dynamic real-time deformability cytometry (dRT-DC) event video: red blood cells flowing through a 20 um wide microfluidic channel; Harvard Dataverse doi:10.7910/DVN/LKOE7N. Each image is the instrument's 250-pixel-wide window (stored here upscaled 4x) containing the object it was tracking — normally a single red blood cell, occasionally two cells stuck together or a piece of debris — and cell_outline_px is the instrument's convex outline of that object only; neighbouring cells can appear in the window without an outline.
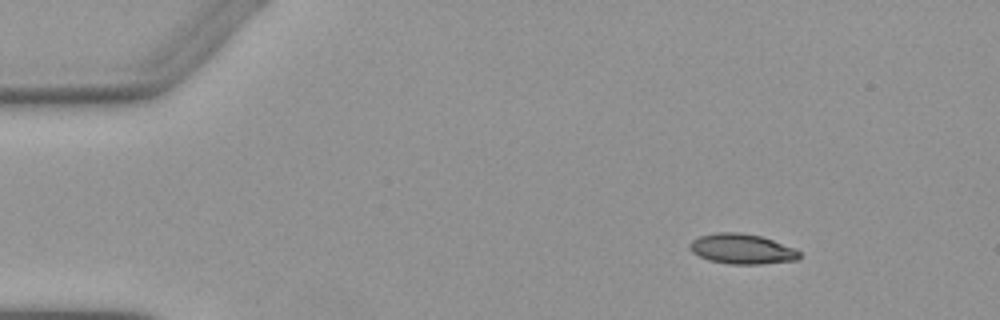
{"species": "Egyptian fruit bat (a non-hibernating species)", "species_latin": "Rousettus aegyptiacus", "temperature_condition": "warm", "stored_images_in_passage": 5, "camera_frame_rate_fps": 3000, "um_per_image_px": 0.085, "animal": {"sex": "female"}, "frame": {"image": 1, "passage_image": 1, "time_ms": 0.0, "image_size_px": [1000, 320], "cell_outline_px": [[800, 256], [796, 260], [760, 264], [728, 264], [708, 260], [692, 252], [688, 248], [688, 244], [692, 240], [700, 236], [716, 232], [740, 232], [760, 236], [796, 248], [800, 252]], "centroid_in_image_um": [63.04, 21.16], "position_along_channel_um": 22.0, "area_um2": 19.31}}
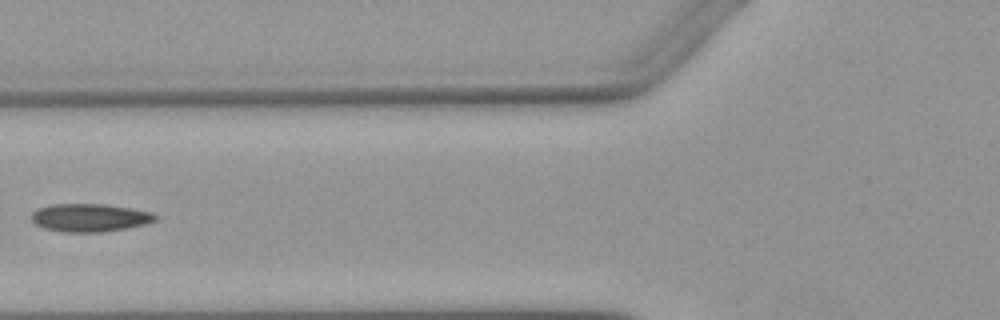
{"frame": {"image": 2, "passage_image": 5, "time_ms": 4.667, "image_size_px": [1000, 320], "cell_outline_px": [[156, 220], [144, 224], [104, 232], [64, 232], [44, 228], [36, 224], [32, 220], [32, 212], [40, 208], [52, 204], [104, 204], [132, 208], [152, 212], [156, 216]], "centroid_in_image_um": [7.63, 18.5], "position_along_channel_um": 118.2, "area_um2": 20.06}}